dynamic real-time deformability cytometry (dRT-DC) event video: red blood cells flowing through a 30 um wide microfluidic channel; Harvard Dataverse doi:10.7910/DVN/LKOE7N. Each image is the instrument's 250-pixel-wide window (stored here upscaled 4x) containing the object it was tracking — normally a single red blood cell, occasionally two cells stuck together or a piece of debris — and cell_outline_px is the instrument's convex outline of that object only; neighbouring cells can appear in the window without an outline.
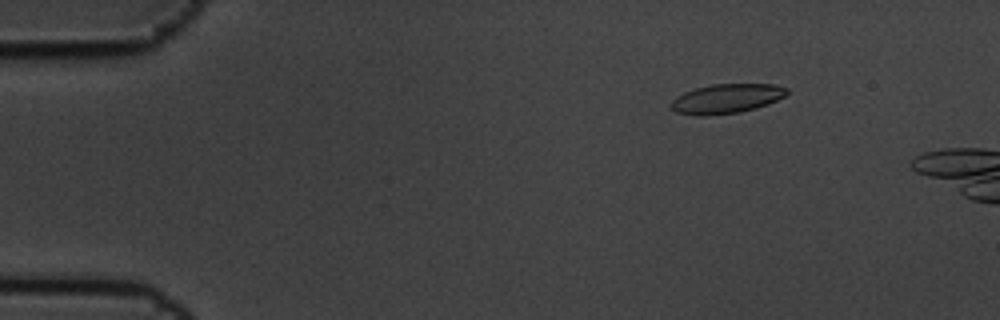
{"species": "common noctule bat (a hibernating species)", "species_latin": "Nyctalus noctula", "temperature_condition": "cold", "stored_images_in_passage": 3, "camera_frame_rate_fps": 3000, "um_per_image_px": 0.085, "animal": {"sex": "male", "body_mass_g": 19.5, "forearm_length_mm": 54.6}, "frame": {"image": 1, "passage_image": 2, "time_ms": 0.333, "image_size_px": [1000, 320], "cell_outline_px": [[788, 92], [784, 96], [768, 104], [756, 108], [740, 112], [704, 116], [696, 116], [676, 112], [668, 104], [676, 96], [684, 92], [696, 88], [712, 84], [772, 84], [788, 88]], "centroid_in_image_um": [61.72, 8.39], "position_along_channel_um": 23.3, "area_um2": 19.94}}